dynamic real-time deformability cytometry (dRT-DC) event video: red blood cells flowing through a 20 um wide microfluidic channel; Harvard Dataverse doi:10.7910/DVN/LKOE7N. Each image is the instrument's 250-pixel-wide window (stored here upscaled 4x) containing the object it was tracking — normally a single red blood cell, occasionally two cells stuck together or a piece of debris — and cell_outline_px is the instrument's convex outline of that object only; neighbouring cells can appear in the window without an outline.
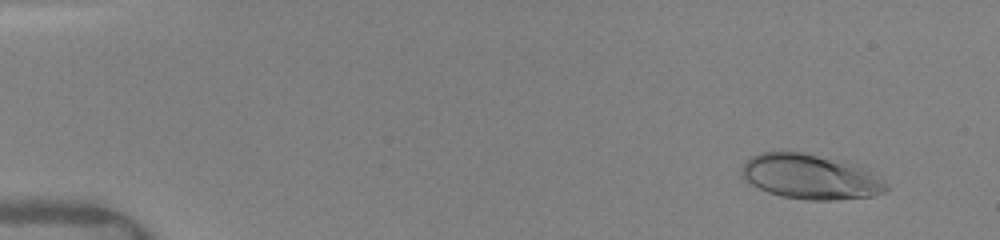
{"species": "human", "species_latin": "Homo sapiens", "temperature_condition": "warm", "stored_images_in_passage": 28, "camera_frame_rate_fps": 3000, "um_per_image_px": 0.085, "donor": {"sex": "female"}, "frame": {"image": 1, "passage_image": 5, "time_ms": 1.0, "image_size_px": [1000, 240], "cell_outline_px": [[888, 188], [884, 192], [872, 196], [836, 200], [804, 200], [780, 196], [768, 192], [744, 180], [740, 176], [740, 168], [752, 156], [760, 152], [804, 152], [860, 164], [868, 168]], "centroid_in_image_um": [68.87, 15.01], "position_along_channel_um": 16.1, "area_um2": 38.09}}
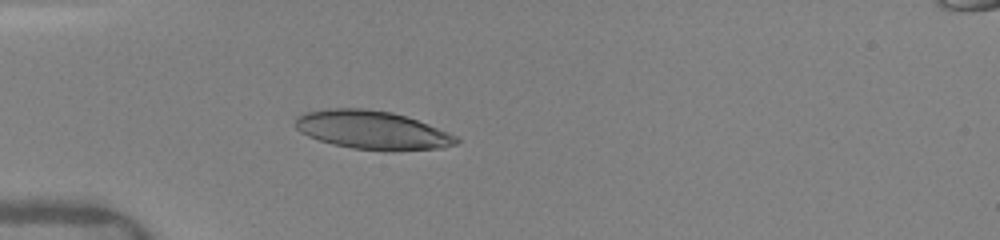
{"frame": {"image": 2, "passage_image": 20, "time_ms": 4.667, "image_size_px": [1000, 240], "cell_outline_px": [[460, 140], [456, 144], [444, 148], [352, 148], [332, 144], [308, 136], [300, 132], [296, 128], [296, 116], [304, 112], [328, 108], [364, 108], [392, 112], [428, 124], [448, 132], [456, 136]], "centroid_in_image_um": [31.57, 11.0], "position_along_channel_um": 53.4, "area_um2": 35.08}}
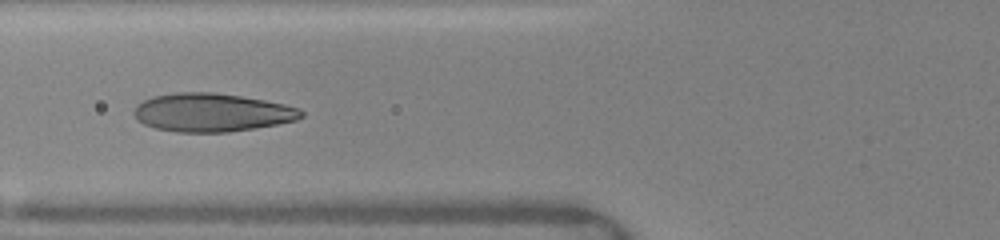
{"frame": {"image": 3, "passage_image": 27, "time_ms": 6.333, "image_size_px": [1000, 240], "cell_outline_px": [[304, 116], [296, 120], [256, 128], [228, 132], [176, 132], [156, 128], [144, 124], [136, 120], [132, 112], [136, 104], [152, 96], [176, 92], [212, 92], [240, 96], [264, 100], [284, 104], [300, 108], [304, 112]], "centroid_in_image_um": [17.98, 9.56], "position_along_channel_um": 107.8, "area_um2": 37.57}}